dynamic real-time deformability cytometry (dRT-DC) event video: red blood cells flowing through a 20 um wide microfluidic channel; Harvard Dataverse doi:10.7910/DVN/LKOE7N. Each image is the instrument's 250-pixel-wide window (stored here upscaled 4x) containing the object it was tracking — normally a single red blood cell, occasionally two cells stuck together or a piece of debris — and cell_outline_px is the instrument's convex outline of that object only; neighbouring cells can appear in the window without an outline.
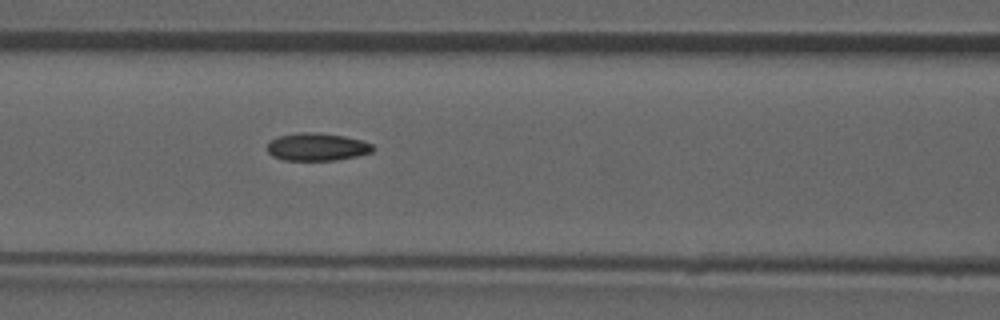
{"species": "common noctule bat (a hibernating species)", "species_latin": "Nyctalus noctula", "temperature_condition": "room temperature", "stored_images_in_passage": 43, "camera_frame_rate_fps": 3000, "um_per_image_px": 0.085, "animal": {"sex": "male", "forearm_length_mm": 52.5}, "frame": {"image": 1, "passage_image": 19, "time_ms": 6.0, "image_size_px": [1000, 320], "cell_outline_px": [[376, 148], [372, 152], [356, 156], [336, 160], [284, 160], [272, 156], [268, 152], [268, 144], [272, 140], [280, 136], [300, 132], [316, 132], [344, 136], [360, 140], [372, 144]], "centroid_in_image_um": [26.97, 12.49], "position_along_channel_um": 139.6, "area_um2": 16.94}, "authors_computed_cell_mechanics": {"area_um2": 17.1088, "velocity_mm_per_s": 3.9402, "shape_relaxation_time_tau1_ms": null, "shape_relaxation_time_tau2_ms": 2.2803, "deformation_change_tau1": null, "deformation_change_tau2": 0.0863}}